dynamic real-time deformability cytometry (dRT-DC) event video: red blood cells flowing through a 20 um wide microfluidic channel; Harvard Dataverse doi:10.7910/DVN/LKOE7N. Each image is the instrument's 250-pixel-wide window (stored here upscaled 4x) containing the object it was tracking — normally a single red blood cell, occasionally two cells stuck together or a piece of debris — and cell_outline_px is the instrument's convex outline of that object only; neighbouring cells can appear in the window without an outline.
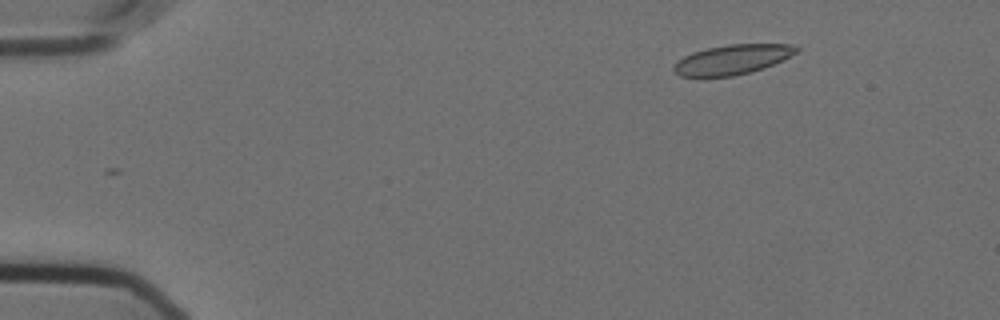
{"species": "Egyptian fruit bat (a non-hibernating species)", "species_latin": "Rousettus aegyptiacus", "temperature_condition": "cold", "stored_images_in_passage": 10, "camera_frame_rate_fps": 3000, "um_per_image_px": 0.085, "animal": {"sex": "female"}, "frame": {"image": 1, "passage_image": 2, "time_ms": 0.333, "image_size_px": [1000, 320], "cell_outline_px": [[800, 48], [796, 52], [764, 68], [752, 72], [732, 76], [680, 76], [672, 68], [684, 56], [692, 52], [708, 48], [728, 44], [792, 44]], "centroid_in_image_um": [62.25, 5.05], "position_along_channel_um": 22.7, "area_um2": 20.87}}